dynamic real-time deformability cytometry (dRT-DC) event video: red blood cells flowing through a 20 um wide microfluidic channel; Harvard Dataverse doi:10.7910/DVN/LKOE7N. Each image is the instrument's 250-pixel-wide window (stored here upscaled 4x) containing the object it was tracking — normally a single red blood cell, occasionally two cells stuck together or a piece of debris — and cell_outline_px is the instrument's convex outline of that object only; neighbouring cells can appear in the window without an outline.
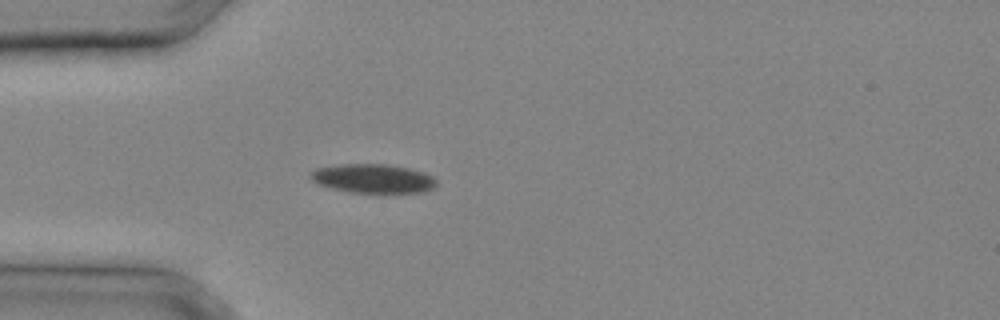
{"species": "common noctule bat (a hibernating species)", "species_latin": "Nyctalus noctula", "temperature_condition": "cold", "stored_images_in_passage": 25, "camera_frame_rate_fps": 3000, "um_per_image_px": 0.085, "animal": {"sex": "male", "body_mass_g": 20.4}, "frame": {"image": 1, "passage_image": 3, "time_ms": 0.667, "image_size_px": [1000, 320], "cell_outline_px": [[436, 184], [432, 188], [424, 192], [380, 196], [352, 192], [332, 188], [320, 184], [312, 180], [308, 176], [308, 172], [316, 168], [340, 164], [384, 164], [408, 168], [424, 172], [432, 176], [436, 180]], "centroid_in_image_um": [31.72, 15.22], "position_along_channel_um": 53.3, "area_um2": 22.14}}
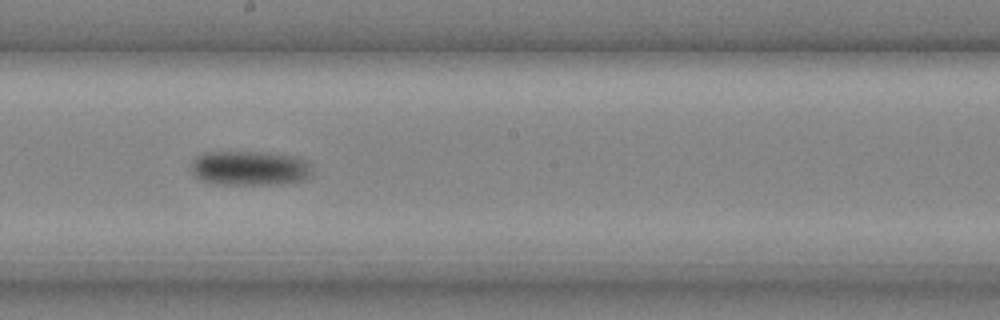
{"frame": {"image": 2, "passage_image": 12, "time_ms": 3.667, "image_size_px": [1000, 320], "cell_outline_px": [[308, 176], [300, 180], [280, 184], [216, 184], [204, 180], [196, 176], [192, 172], [192, 160], [200, 152], [276, 152], [300, 156], [308, 164]], "centroid_in_image_um": [21.19, 14.26], "position_along_channel_um": 227.0, "area_um2": 24.33}}
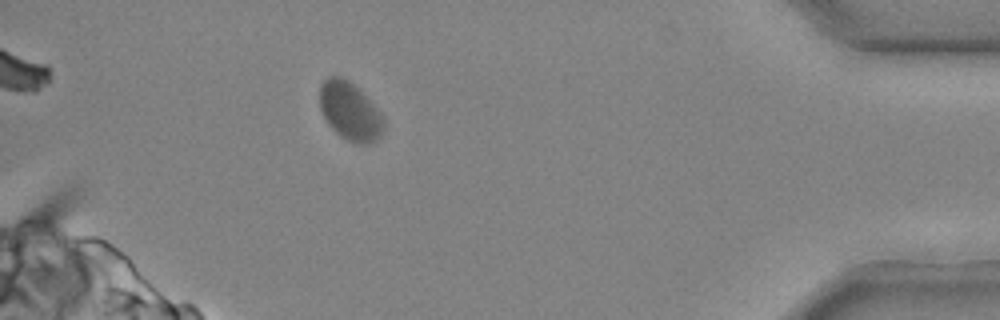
{"frame": {"image": 3, "passage_image": 23, "time_ms": 7.333, "image_size_px": [1000, 320], "cell_outline_px": [[384, 128], [380, 136], [372, 144], [356, 144], [340, 136], [328, 124], [320, 108], [320, 84], [328, 76], [340, 76], [348, 80], [384, 116]], "centroid_in_image_um": [29.74, 9.48], "position_along_channel_um": 405.5, "area_um2": 21.5}}